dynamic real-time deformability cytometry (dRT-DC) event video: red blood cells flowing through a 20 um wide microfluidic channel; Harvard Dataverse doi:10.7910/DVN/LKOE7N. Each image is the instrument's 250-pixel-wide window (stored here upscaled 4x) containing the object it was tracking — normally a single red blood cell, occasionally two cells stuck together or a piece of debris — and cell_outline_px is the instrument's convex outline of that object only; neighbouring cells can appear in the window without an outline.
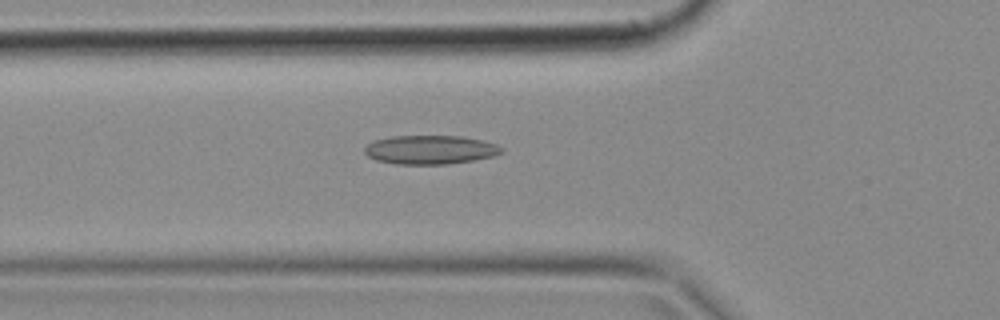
{"species": "common noctule bat (a hibernating species)", "species_latin": "Nyctalus noctula", "temperature_condition": "cold", "stored_images_in_passage": 50, "camera_frame_rate_fps": 3000, "um_per_image_px": 0.085, "animal": {"sex": "female", "body_mass_g": 18.4}, "frame": {"image": 1, "passage_image": 17, "time_ms": 5.333, "image_size_px": [1000, 320], "cell_outline_px": [[504, 152], [492, 156], [472, 160], [448, 164], [396, 164], [376, 160], [368, 156], [364, 152], [364, 148], [368, 144], [376, 140], [392, 136], [464, 136], [496, 144], [504, 148]], "centroid_in_image_um": [36.58, 12.73], "position_along_channel_um": 89.2, "area_um2": 22.95}}
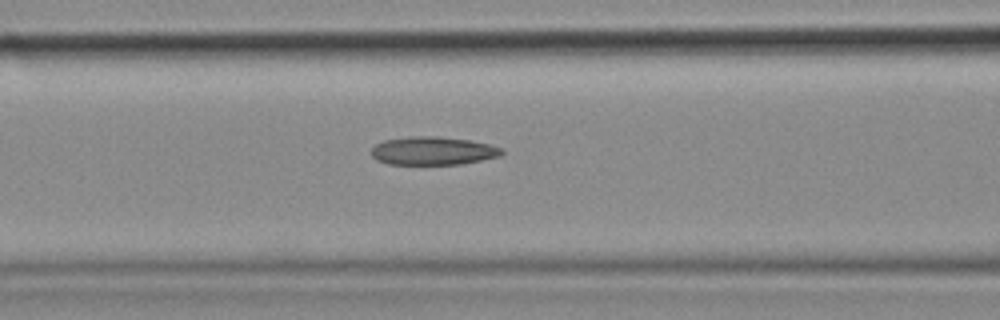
{"frame": {"image": 2, "passage_image": 20, "time_ms": 6.333, "image_size_px": [1000, 320], "cell_outline_px": [[504, 152], [500, 156], [460, 164], [388, 164], [376, 160], [372, 156], [372, 148], [376, 144], [384, 140], [412, 136], [436, 136], [468, 140], [488, 144], [500, 148]], "centroid_in_image_um": [36.77, 12.82], "position_along_channel_um": 129.8, "area_um2": 21.27}}
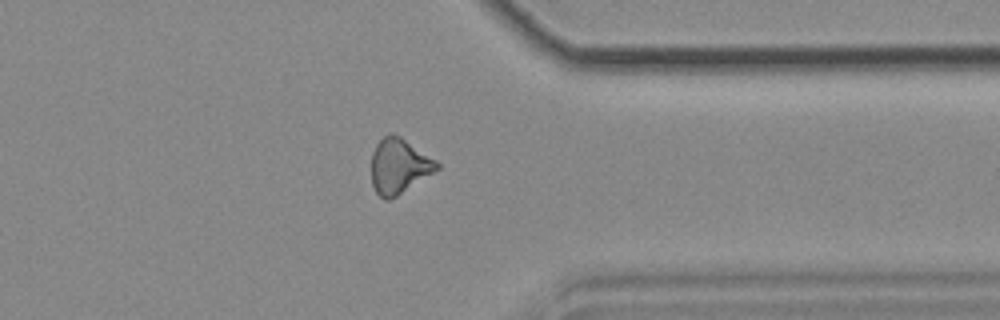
{"frame": {"image": 3, "passage_image": 39, "time_ms": 12.667, "image_size_px": [1000, 320], "cell_outline_px": [[440, 168], [396, 196], [388, 200], [384, 200], [376, 192], [372, 184], [372, 152], [376, 144], [384, 136], [400, 136], [436, 160], [440, 164]], "centroid_in_image_um": [33.91, 14.13], "position_along_channel_um": 377.5, "area_um2": 20.58}}